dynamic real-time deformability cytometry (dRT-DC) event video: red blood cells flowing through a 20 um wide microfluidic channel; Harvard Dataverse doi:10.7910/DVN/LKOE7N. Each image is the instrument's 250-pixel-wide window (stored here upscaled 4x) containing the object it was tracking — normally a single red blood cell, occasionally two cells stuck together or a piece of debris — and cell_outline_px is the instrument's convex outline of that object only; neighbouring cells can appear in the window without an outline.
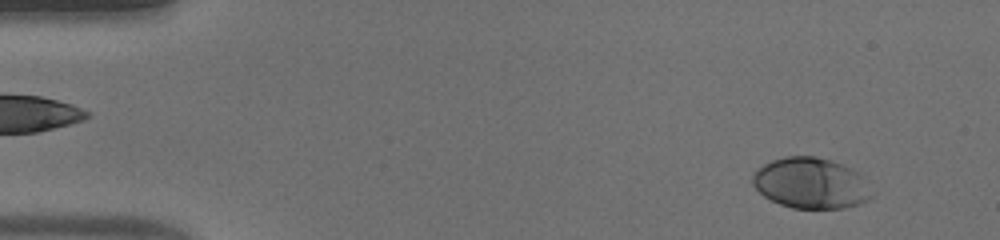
{"species": "human", "species_latin": "Homo sapiens", "temperature_condition": "warm", "stored_images_in_passage": 53, "camera_frame_rate_fps": 3000, "um_per_image_px": 0.085, "donor": {"sex": "male"}, "frame": {"image": 1, "passage_image": 4, "time_ms": 1.0, "image_size_px": [1000, 240], "cell_outline_px": [[872, 196], [868, 200], [860, 204], [844, 208], [792, 208], [780, 204], [764, 196], [752, 184], [752, 176], [764, 164], [772, 160], [784, 156], [816, 156], [852, 168], [860, 176]], "centroid_in_image_um": [68.89, 15.57], "position_along_channel_um": 16.1, "area_um2": 34.74}}
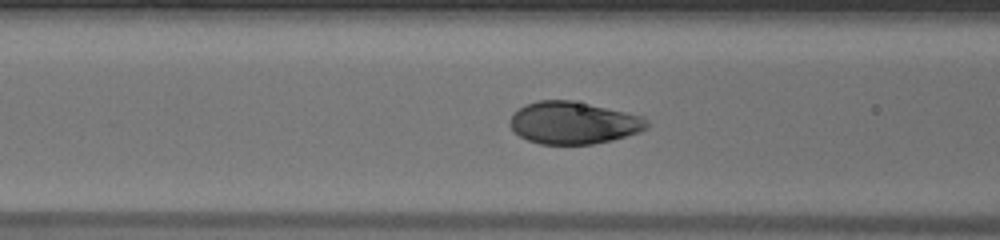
{"frame": {"image": 2, "passage_image": 21, "time_ms": 6.667, "image_size_px": [1000, 240], "cell_outline_px": [[648, 128], [640, 132], [612, 140], [592, 144], [540, 144], [528, 140], [520, 136], [508, 124], [508, 120], [512, 112], [524, 104], [536, 100], [572, 100], [644, 116], [648, 120]], "centroid_in_image_um": [48.72, 10.43], "position_along_channel_um": 117.9, "area_um2": 34.04}}
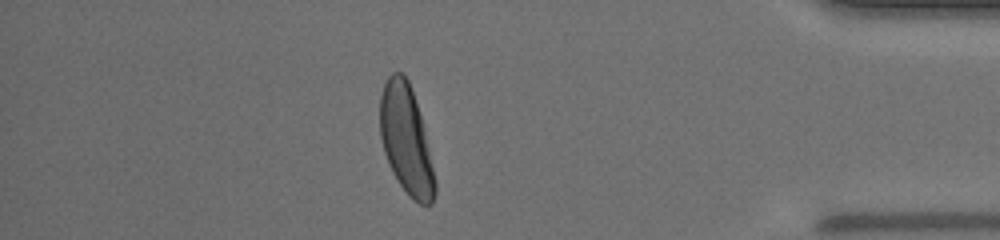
{"frame": {"image": 3, "passage_image": 46, "time_ms": 15.0, "image_size_px": [1000, 240], "cell_outline_px": [[436, 192], [432, 204], [420, 204], [412, 200], [408, 196], [392, 172], [388, 164], [384, 152], [380, 136], [380, 96], [384, 84], [388, 76], [392, 72], [400, 72], [408, 80], [420, 116], [436, 180]], "centroid_in_image_um": [34.5, 11.92], "position_along_channel_um": 400.7, "area_um2": 34.45}, "authors_computed_cell_mechanics": {"area_um2": 34.7956, "velocity_mm_per_s": 3.8418, "shape_relaxation_time_tau1_ms": 2.2375, "shape_relaxation_time_tau2_ms": null, "deformation_change_tau1": 0.1637, "deformation_change_tau2": null}}